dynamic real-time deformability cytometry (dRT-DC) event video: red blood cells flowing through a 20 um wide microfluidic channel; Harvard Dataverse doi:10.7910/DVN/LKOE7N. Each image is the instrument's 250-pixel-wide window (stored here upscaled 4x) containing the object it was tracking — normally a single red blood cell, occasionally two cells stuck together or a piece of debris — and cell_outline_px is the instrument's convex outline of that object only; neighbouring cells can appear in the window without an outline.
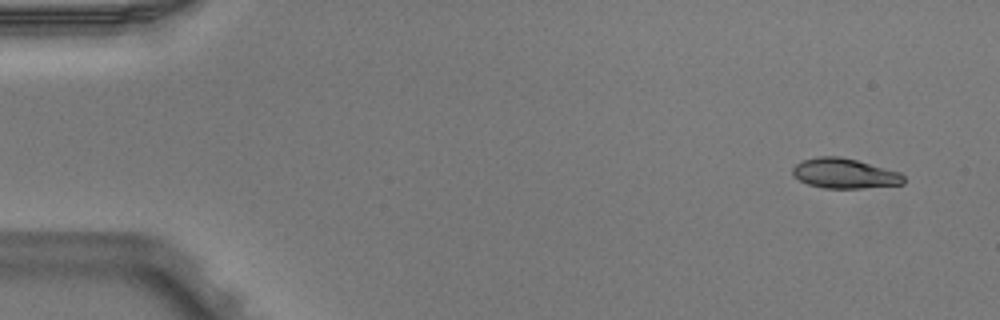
{"species": "Egyptian fruit bat (a non-hibernating species)", "species_latin": "Rousettus aegyptiacus", "temperature_condition": "warm", "stored_images_in_passage": 5, "camera_frame_rate_fps": 3000, "um_per_image_px": 0.085, "animal": {"sex": "male"}, "frame": {"image": 1, "passage_image": 1, "time_ms": 0.0, "image_size_px": [1000, 320], "cell_outline_px": [[904, 184], [864, 188], [824, 188], [808, 184], [792, 176], [792, 168], [800, 160], [816, 156], [840, 156], [856, 160], [900, 172], [904, 176]], "centroid_in_image_um": [71.75, 14.73], "position_along_channel_um": 13.2, "area_um2": 19.54}}
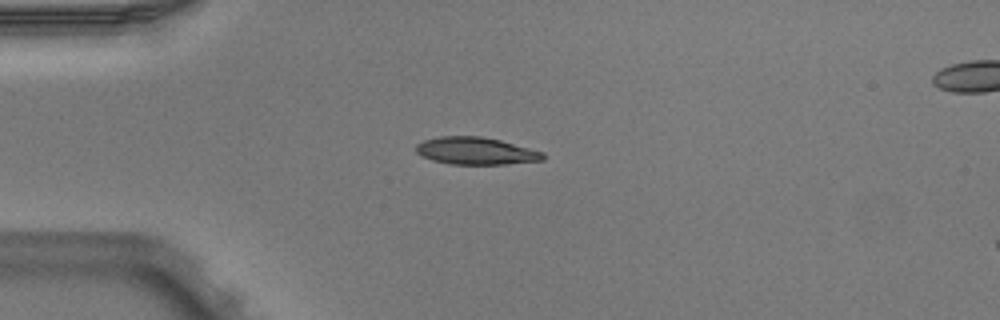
{"frame": {"image": 2, "passage_image": 3, "time_ms": 0.667, "image_size_px": [1000, 320], "cell_outline_px": [[544, 160], [504, 164], [452, 164], [432, 160], [416, 152], [416, 144], [424, 140], [440, 136], [480, 136], [500, 140], [544, 152]], "centroid_in_image_um": [40.45, 12.82], "position_along_channel_um": 44.6, "area_um2": 20.06}}
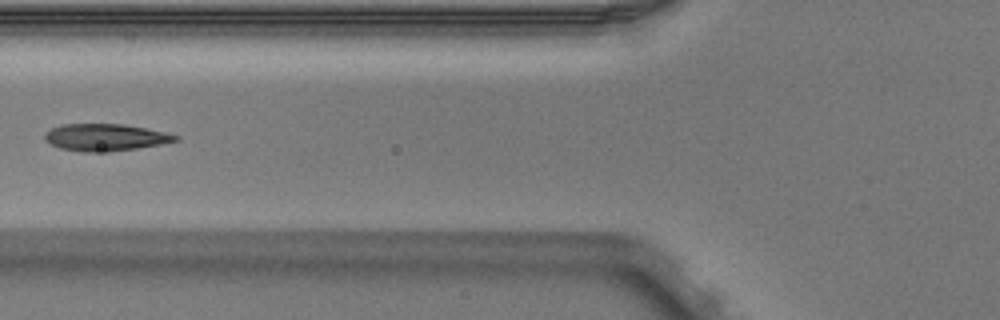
{"frame": {"image": 3, "passage_image": 5, "time_ms": 1.333, "image_size_px": [1000, 320], "cell_outline_px": [[180, 140], [160, 144], [136, 148], [108, 152], [88, 152], [60, 148], [44, 140], [44, 136], [52, 128], [60, 124], [124, 124], [164, 132], [180, 136]], "centroid_in_image_um": [8.96, 11.67], "position_along_channel_um": 116.8, "area_um2": 20.4}}